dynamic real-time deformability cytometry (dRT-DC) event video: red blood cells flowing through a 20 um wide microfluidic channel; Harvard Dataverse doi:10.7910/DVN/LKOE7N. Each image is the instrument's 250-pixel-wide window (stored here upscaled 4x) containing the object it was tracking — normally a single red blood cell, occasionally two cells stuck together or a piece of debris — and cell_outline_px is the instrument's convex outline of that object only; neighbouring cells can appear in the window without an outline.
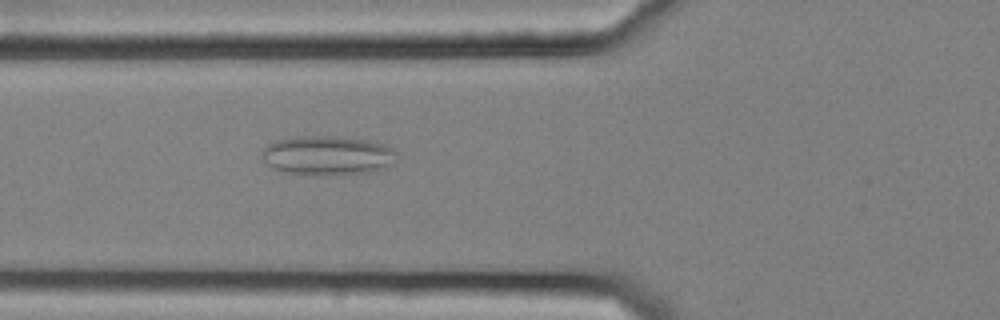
{"species": "common noctule bat (a hibernating species)", "species_latin": "Nyctalus noctula", "temperature_condition": "cold", "stored_images_in_passage": 57, "camera_frame_rate_fps": 3000, "um_per_image_px": 0.085, "animal": {"sex": "female", "body_mass_g": 25.1}, "frame": {"image": 1, "passage_image": 22, "time_ms": 7.0, "image_size_px": [1000, 320], "cell_outline_px": [[396, 152], [392, 164], [380, 168], [364, 172], [280, 172], [272, 168], [260, 156], [260, 152], [268, 144], [276, 140], [296, 136], [340, 136], [368, 140], [384, 144], [392, 148]], "centroid_in_image_um": [27.77, 13.14], "position_along_channel_um": 98.0, "area_um2": 29.82}}
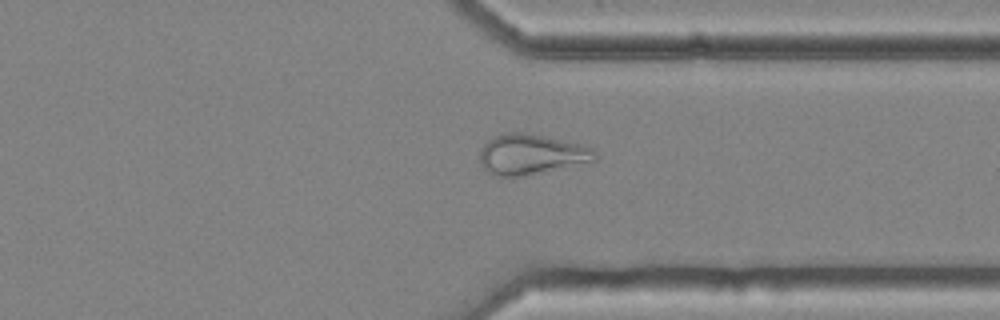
{"frame": {"image": 2, "passage_image": 44, "time_ms": 14.333, "image_size_px": [1000, 320], "cell_outline_px": [[596, 160], [592, 164], [528, 176], [492, 176], [480, 164], [480, 148], [492, 136], [504, 132], [524, 132], [584, 144], [592, 148], [596, 152]], "centroid_in_image_um": [45.22, 13.14], "position_along_channel_um": 366.2, "area_um2": 28.21}}
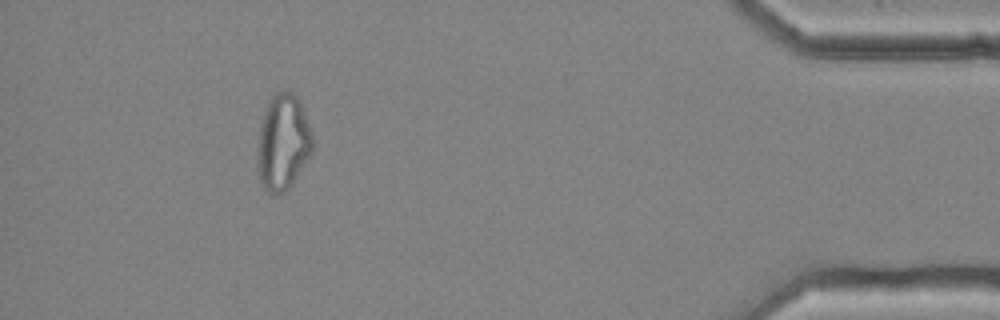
{"frame": {"image": 3, "passage_image": 52, "time_ms": 17.0, "image_size_px": [1000, 320], "cell_outline_px": [[312, 152], [288, 188], [276, 196], [268, 192], [264, 188], [260, 180], [256, 156], [256, 148], [260, 124], [268, 100], [276, 92], [292, 92], [300, 100], [304, 108], [312, 128]], "centroid_in_image_um": [24.04, 12.07], "position_along_channel_um": 411.2, "area_um2": 31.04}, "authors_computed_cell_mechanics": {"area_um2": 29.7092, "velocity_mm_per_s": 3.6418, "shape_relaxation_time_tau1_ms": null, "shape_relaxation_time_tau2_ms": 2.4391, "deformation_change_tau1": null, "deformation_change_tau2": 0.1118}}